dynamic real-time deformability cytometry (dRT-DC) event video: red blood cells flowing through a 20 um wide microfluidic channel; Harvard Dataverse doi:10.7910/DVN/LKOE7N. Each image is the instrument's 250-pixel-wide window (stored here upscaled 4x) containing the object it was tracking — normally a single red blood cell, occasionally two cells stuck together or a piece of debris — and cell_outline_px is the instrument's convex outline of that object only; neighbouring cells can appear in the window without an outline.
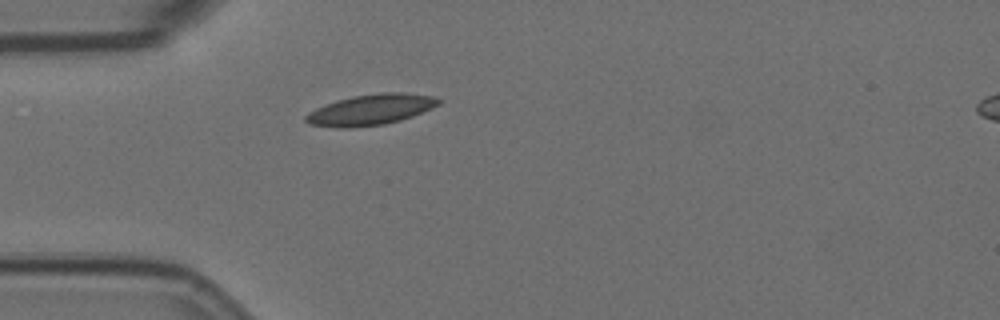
{"species": "Egyptian fruit bat (a non-hibernating species)", "species_latin": "Rousettus aegyptiacus", "temperature_condition": "room temperature", "stored_images_in_passage": 5, "camera_frame_rate_fps": 3000, "um_per_image_px": 0.085, "animal": {"sex": "female"}, "frame": {"image": 1, "passage_image": 5, "time_ms": 1.333, "image_size_px": [1000, 320], "cell_outline_px": [[440, 104], [432, 108], [412, 116], [400, 120], [384, 124], [348, 128], [340, 128], [308, 124], [304, 120], [304, 116], [308, 112], [316, 108], [336, 100], [352, 96], [380, 92], [404, 92], [432, 96], [440, 100]], "centroid_in_image_um": [31.48, 9.32], "position_along_channel_um": 53.5, "area_um2": 23.81}}